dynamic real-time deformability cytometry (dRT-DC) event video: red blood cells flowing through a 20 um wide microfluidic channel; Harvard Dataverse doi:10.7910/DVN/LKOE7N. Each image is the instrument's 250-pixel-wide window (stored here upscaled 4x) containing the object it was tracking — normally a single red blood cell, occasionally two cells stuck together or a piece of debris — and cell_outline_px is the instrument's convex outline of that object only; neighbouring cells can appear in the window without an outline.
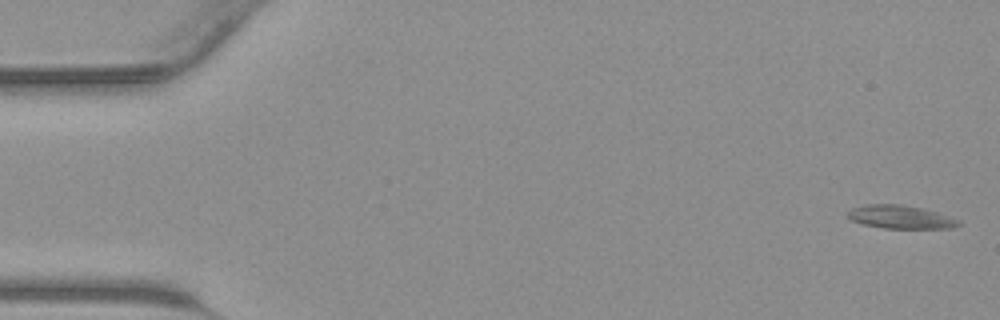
{"species": "common noctule bat (a hibernating species)", "species_latin": "Nyctalus noctula", "temperature_condition": "warm", "stored_images_in_passage": 42, "camera_frame_rate_fps": 3000, "um_per_image_px": 0.085, "animal": {"sex": "male", "body_mass_g": 23.1, "forearm_length_mm": 52.7}, "frame": {"image": 1, "passage_image": 1, "time_ms": 0.0, "image_size_px": [1000, 320], "cell_outline_px": [[960, 224], [952, 228], [884, 228], [864, 224], [852, 220], [848, 216], [848, 212], [852, 208], [864, 204], [900, 204], [924, 208], [960, 220]], "centroid_in_image_um": [76.55, 18.43], "position_along_channel_um": 8.5, "area_um2": 14.91}}
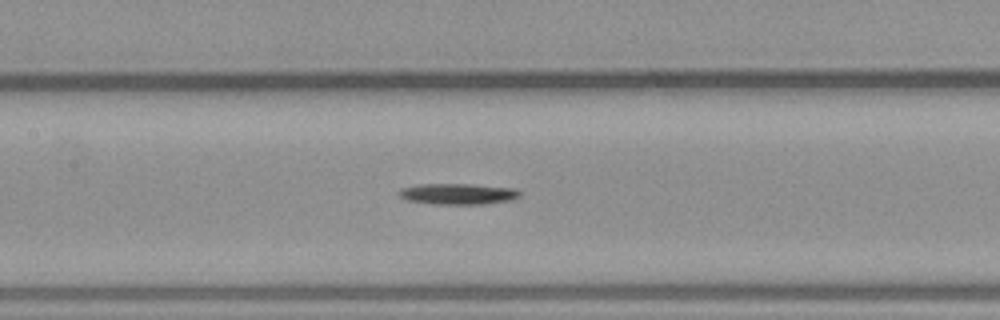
{"frame": {"image": 2, "passage_image": 20, "time_ms": 6.333, "image_size_px": [1000, 320], "cell_outline_px": [[520, 196], [512, 200], [484, 204], [432, 204], [404, 200], [396, 192], [400, 188], [420, 184], [468, 184], [516, 188], [520, 192]], "centroid_in_image_um": [38.89, 16.48], "position_along_channel_um": 168.5, "area_um2": 14.97}}
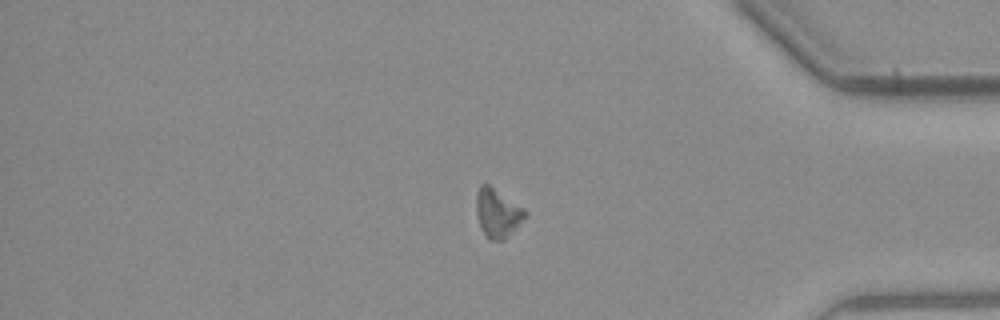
{"frame": {"image": 3, "passage_image": 36, "time_ms": 11.667, "image_size_px": [1000, 320], "cell_outline_px": [[528, 216], [504, 240], [488, 240], [476, 216], [476, 196], [480, 184], [488, 184], [524, 208], [528, 212]], "centroid_in_image_um": [42.3, 18.11], "position_along_channel_um": 392.9, "area_um2": 13.87}}